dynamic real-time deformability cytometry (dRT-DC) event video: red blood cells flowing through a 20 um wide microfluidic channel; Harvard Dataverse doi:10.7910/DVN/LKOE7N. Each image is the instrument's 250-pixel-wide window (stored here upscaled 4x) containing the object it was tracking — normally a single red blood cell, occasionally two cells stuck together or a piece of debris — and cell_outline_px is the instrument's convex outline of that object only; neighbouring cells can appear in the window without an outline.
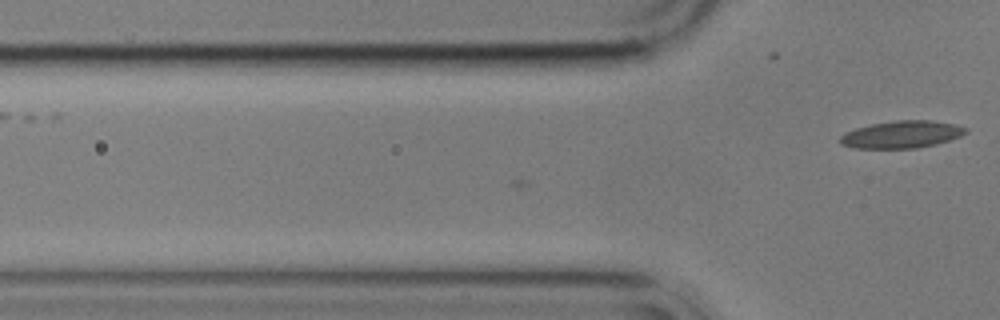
{"species": "common noctule bat (a hibernating species)", "species_latin": "Nyctalus noctula", "temperature_condition": "cold", "stored_images_in_passage": 2, "camera_frame_rate_fps": 3000, "um_per_image_px": 0.085, "animal": {"sex": "male", "body_mass_g": 17.9}, "frame": {"image": 1, "passage_image": 2, "time_ms": 0.333, "image_size_px": [1000, 320], "cell_outline_px": [[968, 132], [960, 136], [936, 144], [916, 148], [852, 148], [840, 144], [840, 136], [844, 132], [856, 128], [872, 124], [896, 120], [932, 120], [952, 124], [968, 128]], "centroid_in_image_um": [76.62, 11.43], "position_along_channel_um": 49.2, "area_um2": 19.94}}